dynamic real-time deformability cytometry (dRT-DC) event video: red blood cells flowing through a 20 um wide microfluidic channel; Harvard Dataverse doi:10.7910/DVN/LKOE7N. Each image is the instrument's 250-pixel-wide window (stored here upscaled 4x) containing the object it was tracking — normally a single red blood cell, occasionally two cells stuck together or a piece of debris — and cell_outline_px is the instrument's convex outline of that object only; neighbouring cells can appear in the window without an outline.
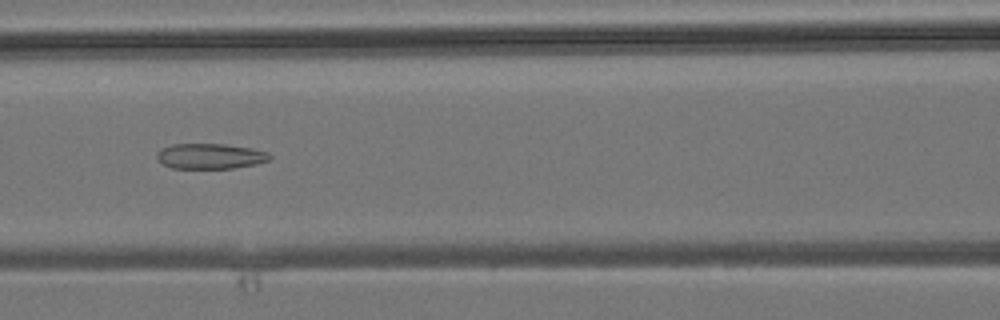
{"species": "common noctule bat (a hibernating species)", "species_latin": "Nyctalus noctula", "temperature_condition": "room temperature", "stored_images_in_passage": 5, "camera_frame_rate_fps": 3000, "um_per_image_px": 0.085, "animal": {"sex": "male", "body_mass_g": 19.2, "forearm_length_mm": 51.8}, "frame": {"image": 1, "passage_image": 5, "time_ms": 4.333, "image_size_px": [1000, 320], "cell_outline_px": [[272, 156], [268, 160], [256, 164], [232, 168], [172, 168], [164, 164], [156, 156], [156, 152], [160, 148], [172, 144], [224, 144], [252, 148], [268, 152]], "centroid_in_image_um": [17.86, 13.26], "position_along_channel_um": 148.7, "area_um2": 16.65}}